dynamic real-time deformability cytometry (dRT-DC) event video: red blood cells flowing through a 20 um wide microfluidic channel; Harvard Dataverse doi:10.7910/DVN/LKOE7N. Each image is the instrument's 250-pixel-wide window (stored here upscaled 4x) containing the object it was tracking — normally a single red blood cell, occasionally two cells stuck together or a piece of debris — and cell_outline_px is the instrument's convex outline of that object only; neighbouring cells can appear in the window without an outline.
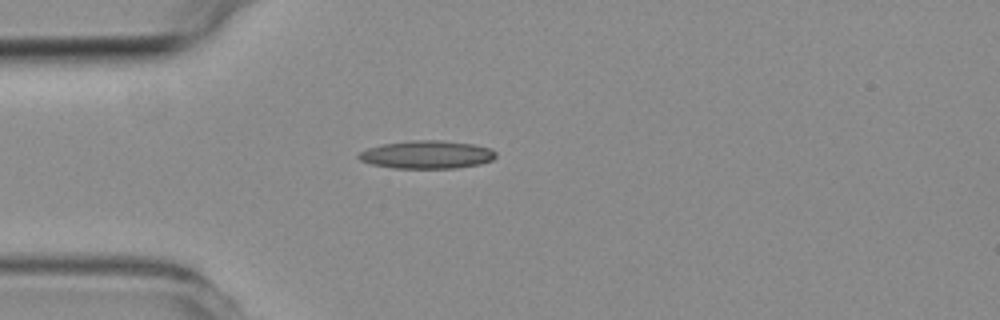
{"species": "common noctule bat (a hibernating species)", "species_latin": "Nyctalus noctula", "temperature_condition": "room temperature", "stored_images_in_passage": 5, "camera_frame_rate_fps": 3000, "um_per_image_px": 0.085, "animal": {"sex": "female", "body_mass_g": 19.3, "forearm_length_mm": 54.1}, "frame": {"image": 1, "passage_image": 4, "time_ms": 3.667, "image_size_px": [1000, 320], "cell_outline_px": [[496, 156], [492, 160], [480, 164], [452, 168], [396, 168], [372, 164], [360, 160], [356, 156], [360, 152], [368, 148], [384, 144], [412, 140], [444, 140], [472, 144], [492, 148], [496, 152]], "centroid_in_image_um": [36.31, 13.13], "position_along_channel_um": 48.7, "area_um2": 22.31}}